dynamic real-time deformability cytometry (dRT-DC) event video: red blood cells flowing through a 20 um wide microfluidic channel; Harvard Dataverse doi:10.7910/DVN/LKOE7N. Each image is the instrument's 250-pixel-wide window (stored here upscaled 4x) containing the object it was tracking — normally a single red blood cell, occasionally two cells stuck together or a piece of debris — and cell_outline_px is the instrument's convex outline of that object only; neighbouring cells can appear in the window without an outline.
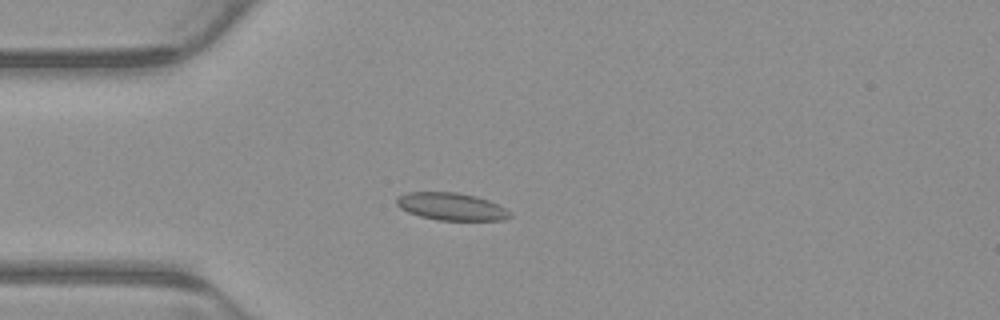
{"species": "common noctule bat (a hibernating species)", "species_latin": "Nyctalus noctula", "temperature_condition": "warm", "stored_images_in_passage": 5, "camera_frame_rate_fps": 3000, "um_per_image_px": 0.085, "animal": {"sex": "male", "body_mass_g": 23.1, "forearm_length_mm": 52.7}, "frame": {"image": 1, "passage_image": 4, "time_ms": 1.0, "image_size_px": [1000, 320], "cell_outline_px": [[512, 216], [504, 220], [436, 220], [420, 216], [408, 212], [400, 208], [396, 204], [396, 196], [408, 192], [456, 192], [476, 196], [488, 200], [512, 212]], "centroid_in_image_um": [38.34, 17.55], "position_along_channel_um": 46.7, "area_um2": 18.21}}